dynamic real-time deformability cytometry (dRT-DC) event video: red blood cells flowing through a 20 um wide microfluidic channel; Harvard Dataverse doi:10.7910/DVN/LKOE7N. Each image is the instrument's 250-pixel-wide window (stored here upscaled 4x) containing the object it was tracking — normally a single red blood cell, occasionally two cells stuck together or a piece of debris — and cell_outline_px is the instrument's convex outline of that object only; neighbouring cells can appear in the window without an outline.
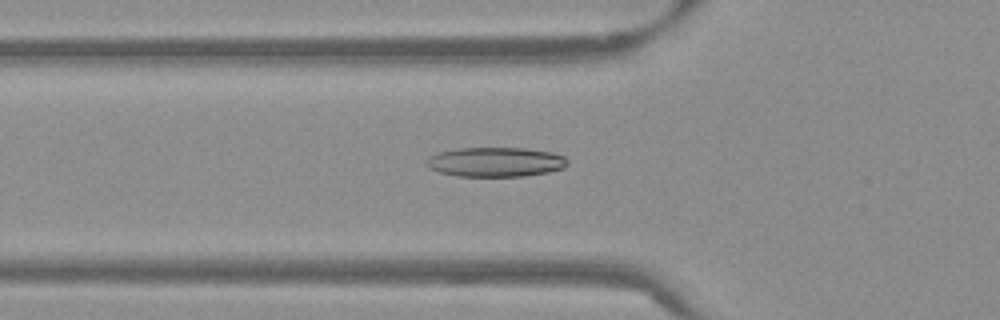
{"species": "Egyptian fruit bat (a non-hibernating species)", "species_latin": "Rousettus aegyptiacus", "temperature_condition": "warm", "stored_images_in_passage": 53, "camera_frame_rate_fps": 3000, "um_per_image_px": 0.085, "frame": {"image": 1, "passage_image": 19, "time_ms": 6.0, "image_size_px": [1000, 320], "cell_outline_px": [[568, 164], [564, 168], [548, 172], [524, 176], [456, 176], [440, 172], [428, 168], [424, 164], [424, 160], [428, 156], [440, 152], [456, 148], [524, 148], [552, 152], [564, 156], [568, 160]], "centroid_in_image_um": [42.09, 13.77], "position_along_channel_um": 83.7, "area_um2": 24.51}}
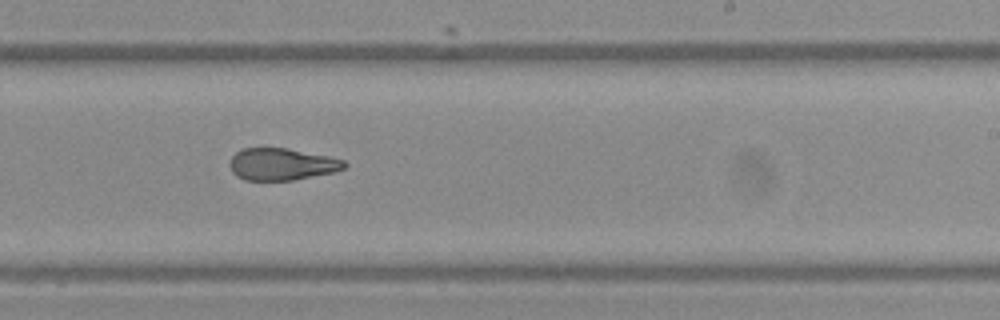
{"frame": {"image": 2, "passage_image": 33, "time_ms": 10.667, "image_size_px": [1000, 320], "cell_outline_px": [[348, 164], [344, 168], [336, 172], [292, 180], [244, 180], [236, 176], [232, 172], [228, 164], [232, 156], [236, 152], [244, 148], [288, 148], [328, 156], [344, 160]], "centroid_in_image_um": [23.94, 13.96], "position_along_channel_um": 265.1, "area_um2": 21.5}}
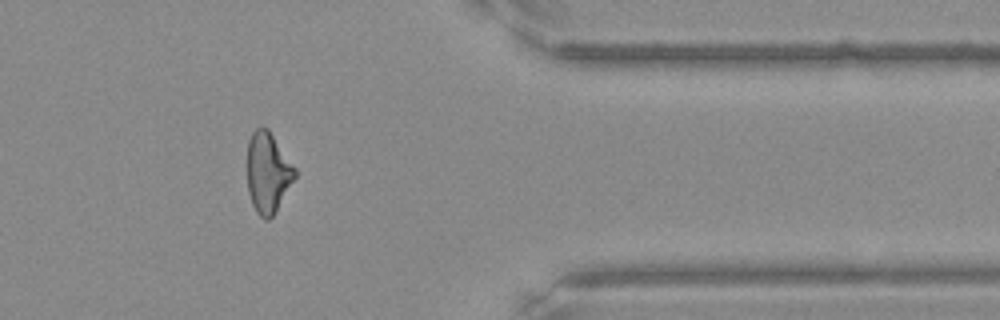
{"frame": {"image": 3, "passage_image": 44, "time_ms": 14.333, "image_size_px": [1000, 320], "cell_outline_px": [[296, 176], [276, 212], [268, 220], [264, 220], [256, 212], [252, 204], [248, 192], [248, 140], [252, 132], [256, 128], [268, 128], [296, 168]], "centroid_in_image_um": [22.77, 14.68], "position_along_channel_um": 388.6, "area_um2": 22.37}, "authors_computed_cell_mechanics": {"area_um2": 23.2934, "velocity_mm_per_s": 3.8667, "shape_relaxation_time_tau1_ms": 9.1495, "shape_relaxation_time_tau2_ms": 2.0001, "deformation_change_tau1": 0.2325, "deformation_change_tau2": 0.1013}}